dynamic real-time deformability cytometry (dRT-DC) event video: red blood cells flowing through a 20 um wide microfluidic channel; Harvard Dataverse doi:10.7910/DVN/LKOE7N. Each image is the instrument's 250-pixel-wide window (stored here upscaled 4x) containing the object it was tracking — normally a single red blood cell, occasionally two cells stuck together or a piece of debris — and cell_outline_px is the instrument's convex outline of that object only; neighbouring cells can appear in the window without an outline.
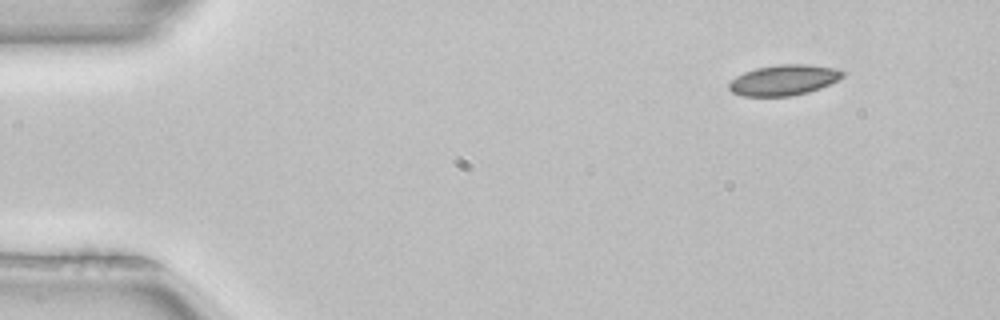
{"species": "common noctule bat (a hibernating species)", "species_latin": "Nyctalus noctula", "temperature_condition": "room temperature", "stored_images_in_passage": 3, "camera_frame_rate_fps": 3000, "um_per_image_px": 0.085, "animal": {"sex": "female", "body_mass_g": 22.7, "forearm_length_mm": 54.2}, "frame": {"image": 1, "passage_image": 1, "time_ms": 0.0, "image_size_px": [1000, 320], "cell_outline_px": [[844, 76], [840, 80], [820, 88], [808, 92], [792, 96], [744, 96], [732, 92], [728, 88], [728, 84], [736, 76], [744, 72], [756, 68], [780, 64], [808, 64], [836, 68], [844, 72]], "centroid_in_image_um": [66.65, 6.8], "position_along_channel_um": 18.4, "area_um2": 20.35}}